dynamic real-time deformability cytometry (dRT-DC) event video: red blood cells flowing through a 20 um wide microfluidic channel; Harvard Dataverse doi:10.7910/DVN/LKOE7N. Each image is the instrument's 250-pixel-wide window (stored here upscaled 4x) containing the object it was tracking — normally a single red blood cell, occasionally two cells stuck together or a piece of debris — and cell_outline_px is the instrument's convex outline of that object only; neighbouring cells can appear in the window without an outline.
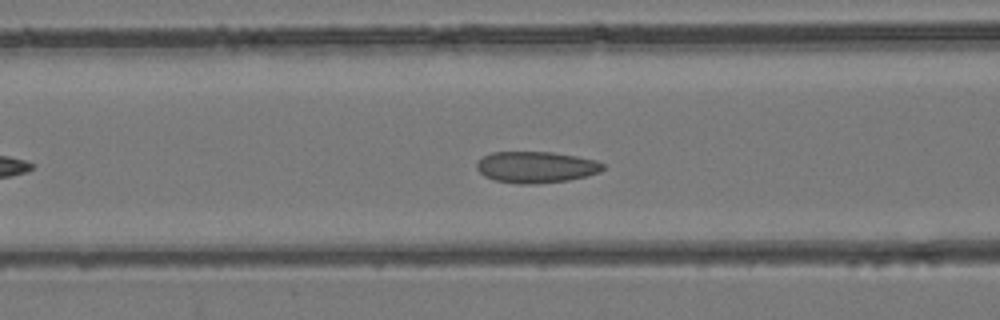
{"species": "common noctule bat (a hibernating species)", "species_latin": "Nyctalus noctula", "temperature_condition": "room temperature", "stored_images_in_passage": 35, "camera_frame_rate_fps": 3000, "um_per_image_px": 0.085, "animal": {"sex": "female", "body_mass_g": 24.6, "forearm_length_mm": 56.2}, "frame": {"image": 1, "passage_image": 9, "time_ms": 2.667, "image_size_px": [1000, 320], "cell_outline_px": [[604, 168], [600, 172], [568, 180], [536, 184], [520, 184], [496, 180], [484, 176], [476, 168], [476, 164], [484, 156], [492, 152], [552, 152], [576, 156], [596, 160], [604, 164]], "centroid_in_image_um": [45.57, 14.2], "position_along_channel_um": 121.0, "area_um2": 22.95}}
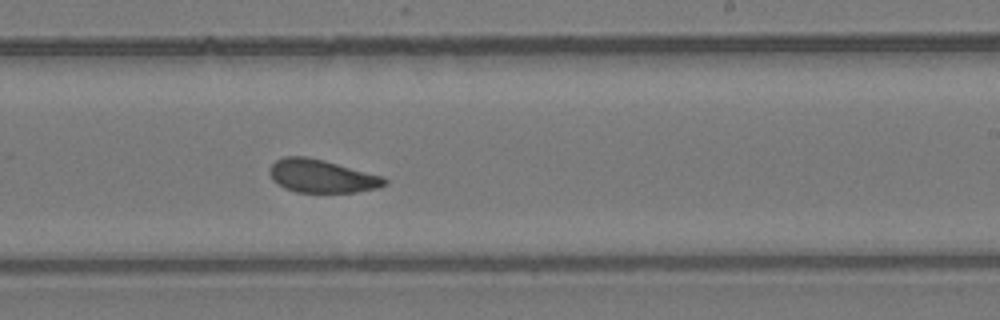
{"frame": {"image": 2, "passage_image": 18, "time_ms": 5.667, "image_size_px": [1000, 320], "cell_outline_px": [[388, 184], [376, 188], [356, 192], [296, 192], [284, 188], [272, 180], [268, 172], [268, 168], [276, 160], [284, 156], [304, 156], [324, 160], [384, 176], [388, 180]], "centroid_in_image_um": [27.34, 14.96], "position_along_channel_um": 261.7, "area_um2": 22.37}}
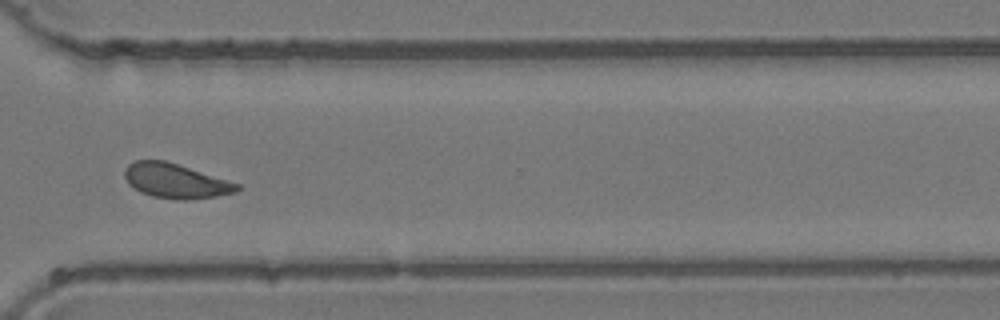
{"frame": {"image": 3, "passage_image": 24, "time_ms": 7.667, "image_size_px": [1000, 320], "cell_outline_px": [[240, 188], [236, 192], [216, 196], [188, 200], [176, 200], [152, 196], [140, 192], [128, 184], [124, 176], [124, 168], [128, 164], [136, 160], [164, 160], [240, 184]], "centroid_in_image_um": [14.89, 15.38], "position_along_channel_um": 355.7, "area_um2": 22.6}}